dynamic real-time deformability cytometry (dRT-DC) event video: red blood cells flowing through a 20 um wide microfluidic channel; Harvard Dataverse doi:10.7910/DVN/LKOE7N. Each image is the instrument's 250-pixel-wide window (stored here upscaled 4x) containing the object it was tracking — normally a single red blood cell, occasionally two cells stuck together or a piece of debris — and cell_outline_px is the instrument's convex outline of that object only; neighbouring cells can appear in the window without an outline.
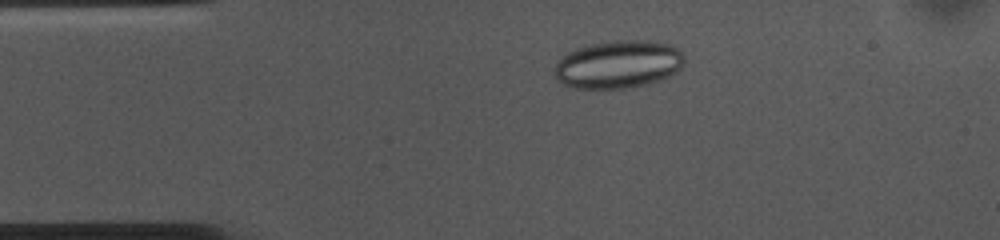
{"species": "common noctule bat (a hibernating species)", "species_latin": "Nyctalus noctula", "temperature_condition": "cold", "stored_images_in_passage": 53, "camera_frame_rate_fps": 3000, "um_per_image_px": 0.085, "animal": {"sex": "female", "body_mass_g": 10.0, "forearm_length_mm": 53.1}, "frame": {"image": 1, "passage_image": 9, "time_ms": 2.667, "image_size_px": [1000, 240], "cell_outline_px": [[684, 64], [676, 72], [660, 80], [648, 84], [624, 88], [572, 88], [556, 80], [552, 72], [556, 64], [568, 52], [576, 48], [588, 44], [612, 40], [648, 40], [672, 44], [680, 48], [684, 56]], "centroid_in_image_um": [52.56, 5.45], "position_along_channel_um": 32.4, "area_um2": 36.7}}
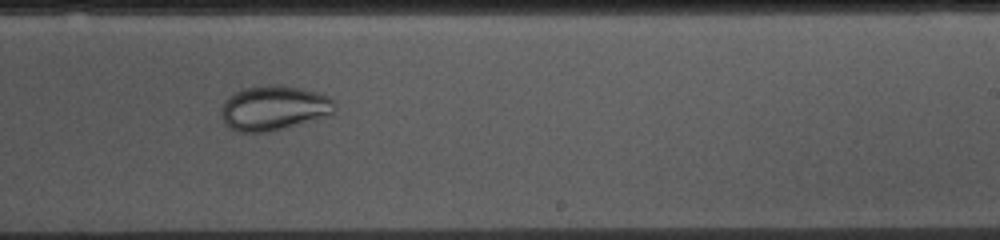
{"frame": {"image": 2, "passage_image": 31, "time_ms": 10.0, "image_size_px": [1000, 240], "cell_outline_px": [[336, 112], [328, 116], [272, 132], [236, 132], [228, 128], [220, 116], [220, 112], [224, 100], [228, 96], [244, 88], [264, 84], [268, 84], [300, 88], [316, 92], [328, 96], [336, 100]], "centroid_in_image_um": [23.28, 9.2], "position_along_channel_um": 265.7, "area_um2": 30.17}}
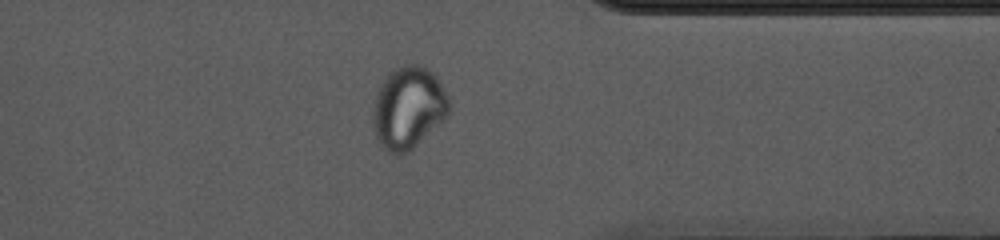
{"frame": {"image": 3, "passage_image": 41, "time_ms": 13.333, "image_size_px": [1000, 240], "cell_outline_px": [[452, 104], [448, 116], [444, 120], [408, 152], [396, 156], [388, 152], [384, 148], [376, 136], [372, 120], [372, 108], [376, 92], [384, 76], [388, 72], [404, 64], [416, 64], [428, 68], [436, 76], [444, 88]], "centroid_in_image_um": [34.71, 9.14], "position_along_channel_um": 376.7, "area_um2": 36.99}}